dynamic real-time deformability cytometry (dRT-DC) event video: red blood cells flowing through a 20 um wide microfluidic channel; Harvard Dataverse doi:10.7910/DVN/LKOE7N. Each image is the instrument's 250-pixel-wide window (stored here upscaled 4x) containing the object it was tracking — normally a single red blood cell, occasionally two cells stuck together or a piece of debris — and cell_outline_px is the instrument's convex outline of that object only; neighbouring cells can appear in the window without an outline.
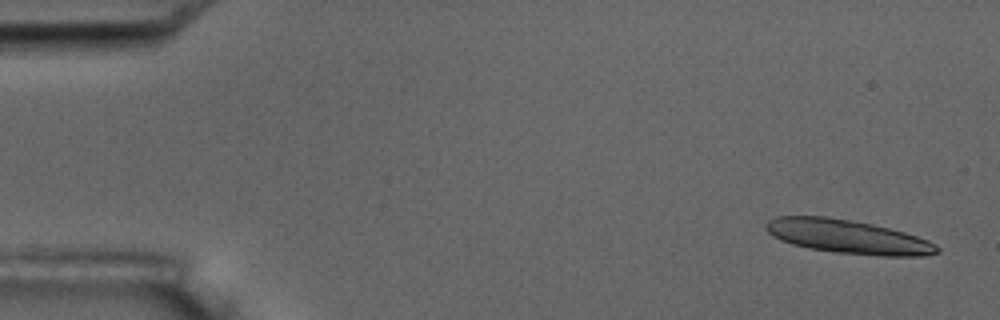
{"species": "common noctule bat (a hibernating species)", "species_latin": "Nyctalus noctula", "temperature_condition": "room temperature", "stored_images_in_passage": 6, "camera_frame_rate_fps": 3000, "um_per_image_px": 0.085, "animal": {"sex": "male", "body_mass_g": 17.5, "forearm_length_mm": 52.3}, "frame": {"image": 1, "passage_image": 1, "time_ms": 0.0, "image_size_px": [1000, 320], "cell_outline_px": [[940, 252], [924, 256], [880, 256], [836, 252], [808, 248], [792, 244], [780, 240], [772, 236], [764, 228], [764, 224], [768, 220], [776, 216], [828, 216], [852, 220], [872, 224], [904, 232], [928, 240], [936, 244], [940, 248]], "centroid_in_image_um": [72.04, 20.11], "position_along_channel_um": 13.0, "area_um2": 33.87}}